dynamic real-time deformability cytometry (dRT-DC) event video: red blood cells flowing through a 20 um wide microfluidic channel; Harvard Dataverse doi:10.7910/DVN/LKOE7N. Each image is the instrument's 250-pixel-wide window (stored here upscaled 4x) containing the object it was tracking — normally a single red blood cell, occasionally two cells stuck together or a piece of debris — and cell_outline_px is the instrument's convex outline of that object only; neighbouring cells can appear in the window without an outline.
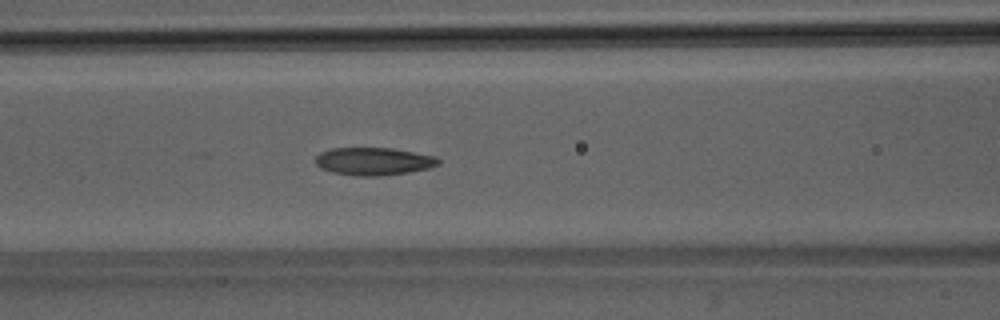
{"species": "Egyptian fruit bat (a non-hibernating species)", "species_latin": "Rousettus aegyptiacus", "temperature_condition": "room temperature", "stored_images_in_passage": 51, "camera_frame_rate_fps": 3000, "um_per_image_px": 0.085, "animal": {"sex": "male"}, "frame": {"image": 1, "passage_image": 22, "time_ms": 7.0, "image_size_px": [1000, 320], "cell_outline_px": [[440, 164], [428, 168], [408, 172], [380, 176], [356, 176], [332, 172], [320, 168], [316, 164], [316, 156], [320, 152], [332, 148], [392, 148], [436, 156], [440, 160]], "centroid_in_image_um": [31.76, 13.71], "position_along_channel_um": 134.8, "area_um2": 19.88}}
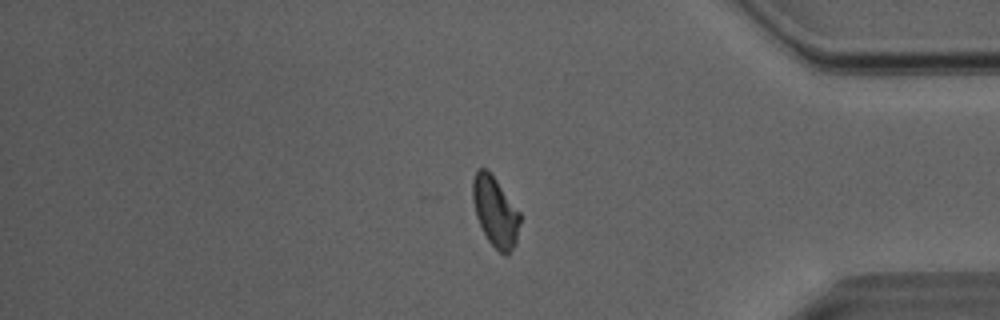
{"frame": {"image": 2, "passage_image": 43, "time_ms": 14.0, "image_size_px": [1000, 320], "cell_outline_px": [[520, 220], [516, 244], [504, 256], [488, 240], [476, 216], [472, 200], [472, 180], [476, 172], [480, 168], [484, 168], [496, 180], [520, 212]], "centroid_in_image_um": [42.09, 18.0], "position_along_channel_um": 393.1, "area_um2": 18.9}}
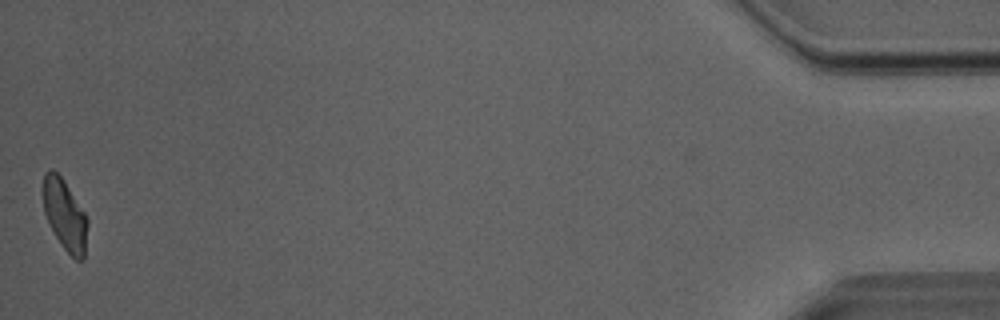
{"frame": {"image": 3, "passage_image": 51, "time_ms": 16.667, "image_size_px": [1000, 320], "cell_outline_px": [[88, 224], [84, 260], [76, 260], [60, 244], [48, 224], [44, 212], [40, 192], [44, 172], [48, 168], [52, 168], [64, 180], [84, 212], [88, 220]], "centroid_in_image_um": [5.46, 18.22], "position_along_channel_um": 429.7, "area_um2": 18.9}, "authors_computed_cell_mechanics": {"area_um2": 19.941, "velocity_mm_per_s": 4.0432, "shape_relaxation_time_tau1_ms": 7.1592, "shape_relaxation_time_tau2_ms": 2.2237, "deformation_change_tau1": 0.1634, "deformation_change_tau2": 0.0853}}